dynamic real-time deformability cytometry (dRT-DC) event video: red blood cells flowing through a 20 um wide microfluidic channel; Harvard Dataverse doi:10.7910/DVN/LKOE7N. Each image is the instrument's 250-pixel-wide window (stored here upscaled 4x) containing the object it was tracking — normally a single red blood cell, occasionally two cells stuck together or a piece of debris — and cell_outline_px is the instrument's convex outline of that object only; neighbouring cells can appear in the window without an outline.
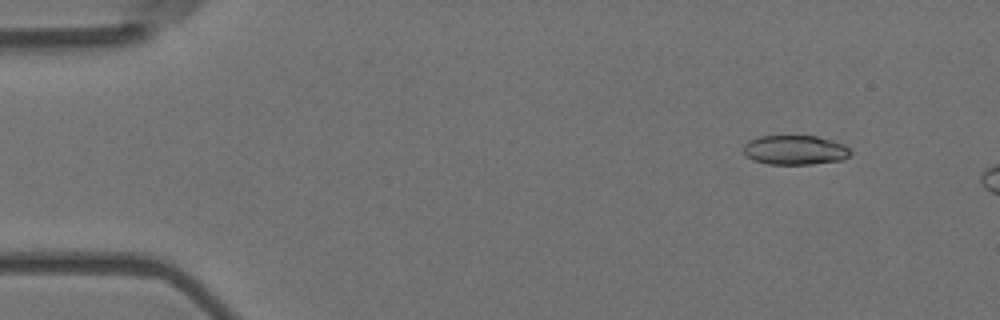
{"species": "Egyptian fruit bat (a non-hibernating species)", "species_latin": "Rousettus aegyptiacus", "temperature_condition": "room temperature", "stored_images_in_passage": 5, "camera_frame_rate_fps": 3000, "um_per_image_px": 0.085, "animal": {"sex": "female"}, "frame": {"image": 1, "passage_image": 2, "time_ms": 0.333, "image_size_px": [1000, 320], "cell_outline_px": [[852, 152], [844, 160], [812, 164], [768, 164], [752, 160], [744, 152], [744, 144], [748, 140], [760, 136], [816, 136], [844, 144]], "centroid_in_image_um": [67.58, 12.75], "position_along_channel_um": 17.4, "area_um2": 18.38}}